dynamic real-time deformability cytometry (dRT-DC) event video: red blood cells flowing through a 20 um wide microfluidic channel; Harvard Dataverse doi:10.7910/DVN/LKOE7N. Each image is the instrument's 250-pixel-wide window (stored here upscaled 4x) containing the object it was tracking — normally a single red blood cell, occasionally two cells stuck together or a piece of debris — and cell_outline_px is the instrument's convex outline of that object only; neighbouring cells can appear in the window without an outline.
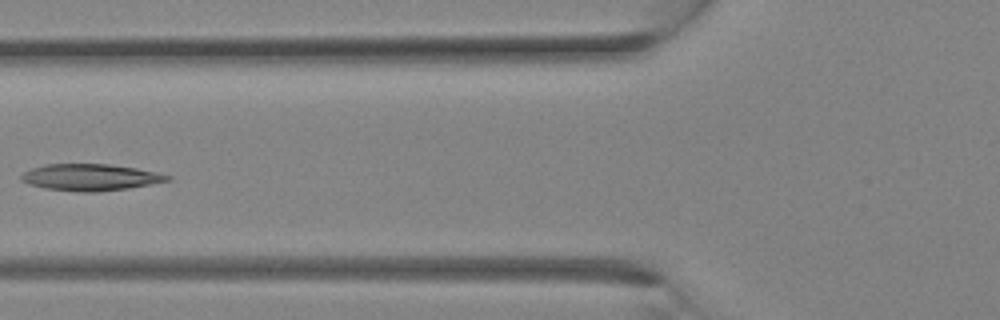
{"species": "Egyptian fruit bat (a non-hibernating species)", "species_latin": "Rousettus aegyptiacus", "temperature_condition": "room temperature", "stored_images_in_passage": 11, "camera_frame_rate_fps": 3000, "um_per_image_px": 0.085, "animal": {"sex": "female"}, "frame": {"image": 1, "passage_image": 10, "time_ms": 3.0, "image_size_px": [1000, 320], "cell_outline_px": [[172, 180], [128, 188], [96, 192], [76, 192], [44, 188], [28, 184], [20, 180], [20, 176], [24, 172], [32, 168], [44, 164], [108, 164], [136, 168], [156, 172], [172, 176]], "centroid_in_image_um": [7.66, 15.07], "position_along_channel_um": 118.1, "area_um2": 22.77}}